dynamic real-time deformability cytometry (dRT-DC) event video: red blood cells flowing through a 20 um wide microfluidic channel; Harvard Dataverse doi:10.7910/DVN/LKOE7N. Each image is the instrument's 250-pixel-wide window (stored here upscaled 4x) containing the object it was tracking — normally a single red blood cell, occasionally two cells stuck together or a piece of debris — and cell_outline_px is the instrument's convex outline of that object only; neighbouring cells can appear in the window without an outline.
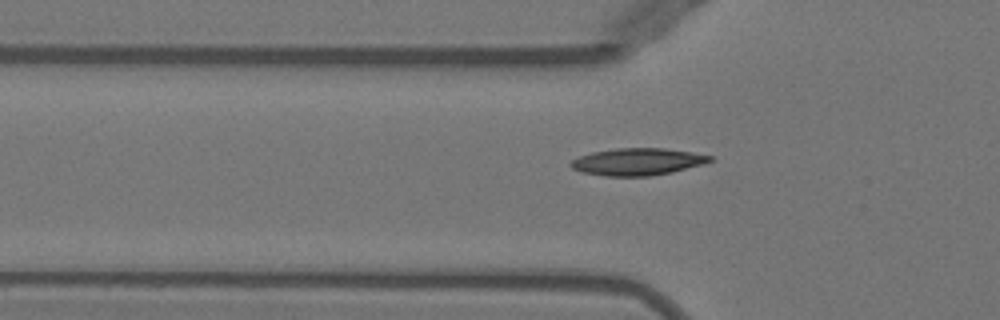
{"species": "Egyptian fruit bat (a non-hibernating species)", "species_latin": "Rousettus aegyptiacus", "temperature_condition": "warm", "stored_images_in_passage": 34, "camera_frame_rate_fps": 3000, "um_per_image_px": 0.085, "animal": {"sex": "female"}, "frame": {"image": 1, "passage_image": 3, "time_ms": 0.667, "image_size_px": [1000, 320], "cell_outline_px": [[712, 160], [704, 164], [672, 172], [648, 176], [604, 176], [580, 172], [572, 168], [568, 164], [572, 160], [580, 156], [592, 152], [616, 148], [664, 148], [692, 152], [712, 156]], "centroid_in_image_um": [54.17, 13.75], "position_along_channel_um": 71.6, "area_um2": 22.02}}
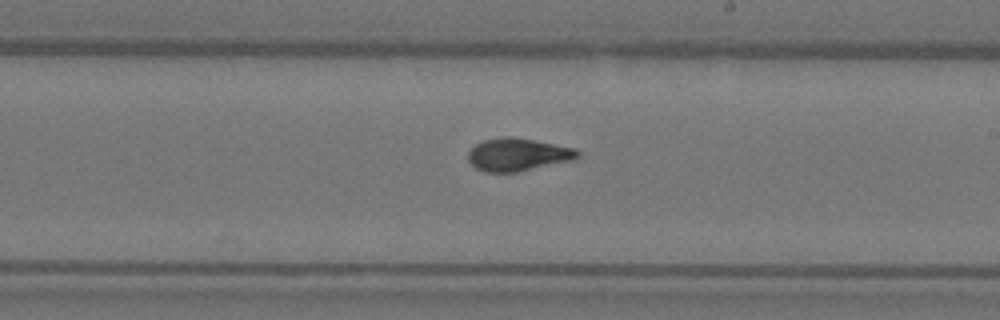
{"frame": {"image": 2, "passage_image": 16, "time_ms": 5.0, "image_size_px": [1000, 320], "cell_outline_px": [[580, 156], [576, 160], [516, 172], [484, 172], [476, 168], [468, 160], [468, 152], [476, 144], [484, 140], [504, 136], [512, 136], [576, 148], [580, 152]], "centroid_in_image_um": [44.05, 13.14], "position_along_channel_um": 244.9, "area_um2": 21.04}}
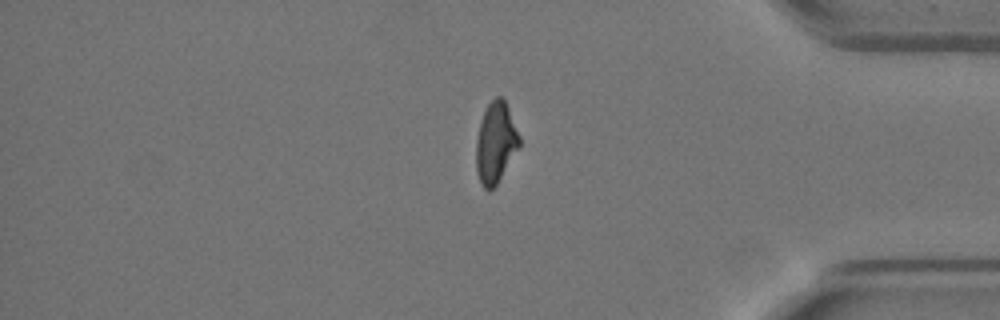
{"frame": {"image": 3, "passage_image": 29, "time_ms": 9.333, "image_size_px": [1000, 320], "cell_outline_px": [[520, 144], [496, 184], [492, 188], [484, 188], [476, 172], [476, 140], [480, 120], [488, 104], [496, 96], [500, 96], [504, 100], [508, 108], [520, 136]], "centroid_in_image_um": [42.11, 12.09], "position_along_channel_um": 393.1, "area_um2": 19.88}, "authors_computed_cell_mechanics": {"area_um2": 20.7502, "velocity_mm_per_s": 3.9828, "shape_relaxation_time_tau1_ms": 5.7128, "shape_relaxation_time_tau2_ms": 0.7372, "deformation_change_tau1": 0.202, "deformation_change_tau2": 0.0609}}